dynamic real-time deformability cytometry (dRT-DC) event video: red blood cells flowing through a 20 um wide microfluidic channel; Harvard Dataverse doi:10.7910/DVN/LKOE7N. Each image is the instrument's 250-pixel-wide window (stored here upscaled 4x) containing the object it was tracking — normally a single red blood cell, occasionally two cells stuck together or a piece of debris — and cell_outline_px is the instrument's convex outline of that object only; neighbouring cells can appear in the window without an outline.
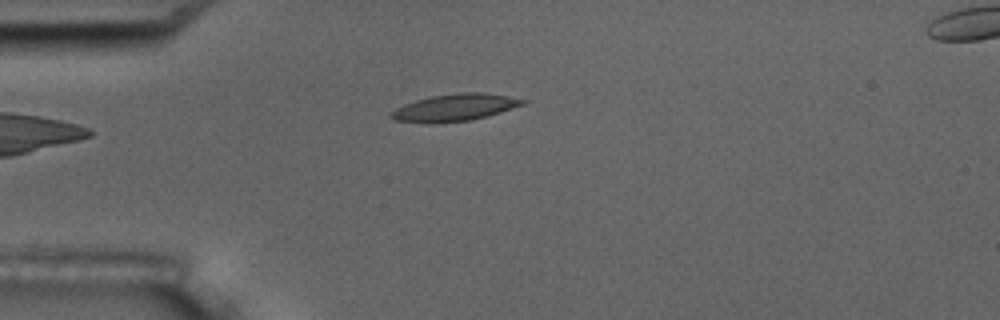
{"species": "common noctule bat (a hibernating species)", "species_latin": "Nyctalus noctula", "temperature_condition": "room temperature", "stored_images_in_passage": 5, "camera_frame_rate_fps": 3000, "um_per_image_px": 0.085, "animal": {"sex": "male", "body_mass_g": 17.5, "forearm_length_mm": 52.3}, "frame": {"image": 1, "passage_image": 5, "time_ms": 4.667, "image_size_px": [1000, 320], "cell_outline_px": [[528, 100], [524, 104], [488, 116], [472, 120], [432, 124], [396, 120], [388, 116], [396, 108], [404, 104], [416, 100], [432, 96], [460, 92], [480, 92], [508, 96]], "centroid_in_image_um": [38.65, 9.15], "position_along_channel_um": 46.3, "area_um2": 20.75}}